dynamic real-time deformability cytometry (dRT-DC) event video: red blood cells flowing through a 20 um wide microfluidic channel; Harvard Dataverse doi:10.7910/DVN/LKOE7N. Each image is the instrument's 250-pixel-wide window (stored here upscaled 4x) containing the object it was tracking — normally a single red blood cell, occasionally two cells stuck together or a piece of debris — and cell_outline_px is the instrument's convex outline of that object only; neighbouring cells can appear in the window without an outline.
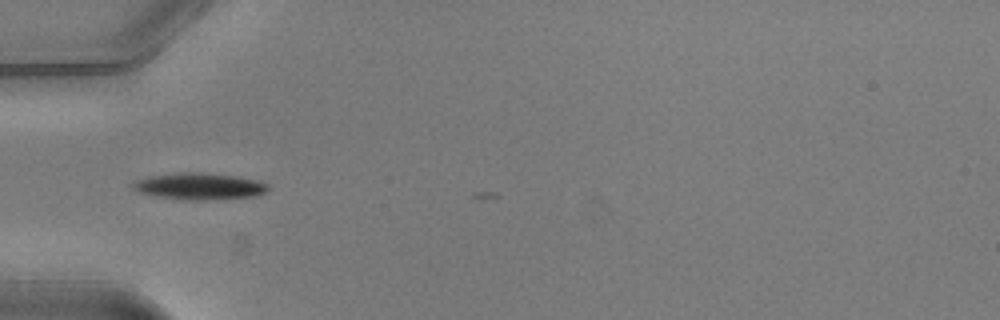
{"species": "common noctule bat (a hibernating species)", "species_latin": "Nyctalus noctula", "temperature_condition": "warm", "stored_images_in_passage": 6, "camera_frame_rate_fps": 3000, "um_per_image_px": 0.085, "animal": {"sex": "male", "body_mass_g": 20.5, "forearm_length_mm": 52.5}, "frame": {"image": 1, "passage_image": 3, "time_ms": 0.667, "image_size_px": [1000, 320], "cell_outline_px": [[268, 188], [264, 192], [252, 196], [200, 200], [180, 200], [140, 192], [132, 188], [132, 184], [136, 180], [148, 176], [184, 172], [196, 172], [232, 176], [256, 180], [268, 184]], "centroid_in_image_um": [16.89, 15.83], "position_along_channel_um": 68.1, "area_um2": 20.46}}